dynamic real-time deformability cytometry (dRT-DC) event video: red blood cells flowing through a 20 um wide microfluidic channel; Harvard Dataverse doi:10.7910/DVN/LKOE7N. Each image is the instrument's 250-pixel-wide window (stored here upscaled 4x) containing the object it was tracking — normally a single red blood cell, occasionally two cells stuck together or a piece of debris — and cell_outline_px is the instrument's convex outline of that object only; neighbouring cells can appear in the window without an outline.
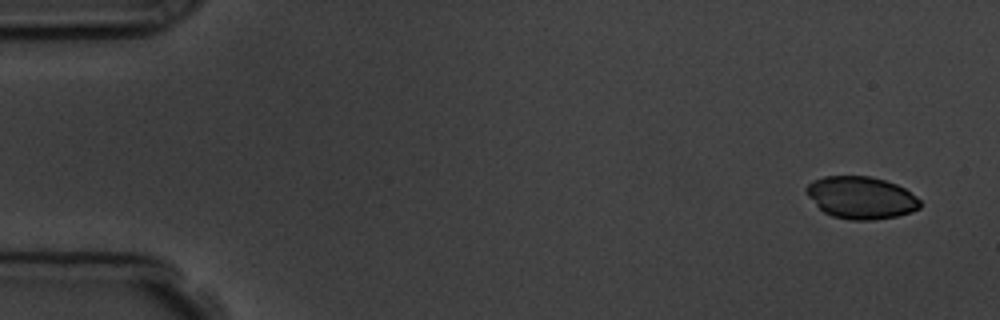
{"species": "common noctule bat (a hibernating species)", "species_latin": "Nyctalus noctula", "temperature_condition": "room temperature", "stored_images_in_passage": 6, "camera_frame_rate_fps": 3000, "um_per_image_px": 0.085, "animal": {"sex": "male", "body_mass_g": 19.5, "forearm_length_mm": 54.6}, "frame": {"image": 1, "passage_image": 1, "time_ms": 0.0, "image_size_px": [1000, 320], "cell_outline_px": [[920, 208], [912, 212], [896, 216], [872, 220], [852, 220], [832, 216], [824, 212], [808, 196], [804, 188], [812, 180], [824, 176], [868, 176], [884, 180], [896, 184], [904, 188], [916, 196], [920, 200]], "centroid_in_image_um": [73.18, 16.8], "position_along_channel_um": 11.8, "area_um2": 27.98}}